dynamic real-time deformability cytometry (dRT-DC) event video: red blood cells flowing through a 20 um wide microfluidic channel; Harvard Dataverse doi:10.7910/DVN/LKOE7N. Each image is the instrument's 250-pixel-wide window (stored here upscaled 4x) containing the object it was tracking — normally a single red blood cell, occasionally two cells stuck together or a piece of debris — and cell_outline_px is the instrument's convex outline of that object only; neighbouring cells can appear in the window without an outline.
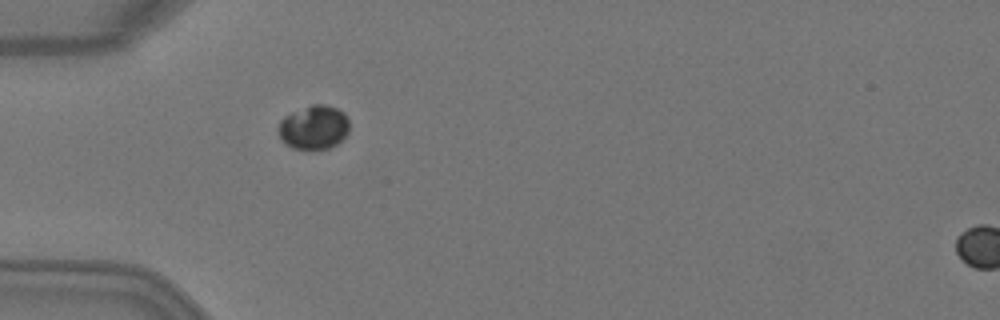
{"species": "Egyptian fruit bat (a non-hibernating species)", "species_latin": "Rousettus aegyptiacus", "temperature_condition": "warm", "stored_images_in_passage": 2, "segment_of_instrument_passage": [1, 2], "camera_frame_rate_fps": 3000, "um_per_image_px": 0.085, "animal": {"sex": "female"}, "frame": {"image": 1, "passage_image": 1, "time_ms": 0.0, "image_size_px": [1000, 320], "cell_outline_px": [[348, 132], [336, 144], [328, 148], [292, 148], [284, 144], [280, 136], [280, 120], [284, 116], [292, 112], [312, 104], [324, 104], [336, 108], [344, 112], [348, 120]], "centroid_in_image_um": [26.67, 10.8], "position_along_channel_um": 58.3, "area_um2": 17.86}}